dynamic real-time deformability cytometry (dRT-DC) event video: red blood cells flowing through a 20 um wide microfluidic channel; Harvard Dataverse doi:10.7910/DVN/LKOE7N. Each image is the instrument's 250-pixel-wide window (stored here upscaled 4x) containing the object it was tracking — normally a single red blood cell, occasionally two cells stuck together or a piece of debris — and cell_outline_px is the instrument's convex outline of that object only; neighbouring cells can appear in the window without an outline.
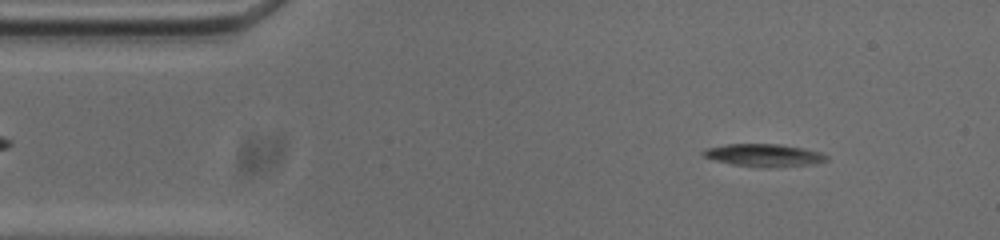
{"species": "common noctule bat (a hibernating species)", "species_latin": "Nyctalus noctula", "temperature_condition": "cold", "stored_images_in_passage": 54, "camera_frame_rate_fps": 3000, "um_per_image_px": 0.085, "animal": {"sex": "male", "body_mass_g": 20.0, "forearm_length_mm": 53.3}, "frame": {"image": 1, "passage_image": 5, "time_ms": 1.333, "image_size_px": [1000, 240], "cell_outline_px": [[828, 160], [812, 164], [764, 168], [732, 164], [716, 160], [704, 156], [700, 152], [704, 148], [728, 144], [780, 144], [804, 148], [820, 152], [828, 156]], "centroid_in_image_um": [64.93, 13.19], "position_along_channel_um": 20.1, "area_um2": 16.24}}
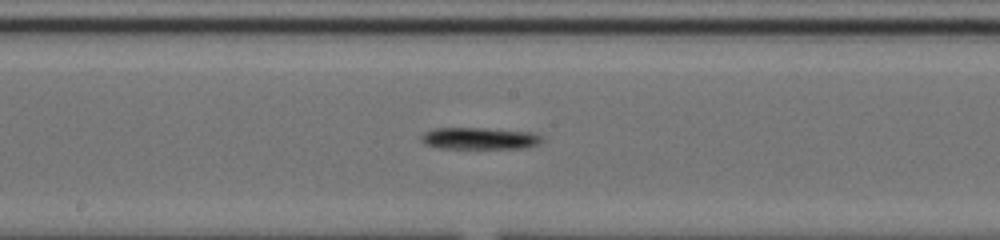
{"frame": {"image": 2, "passage_image": 26, "time_ms": 8.333, "image_size_px": [1000, 240], "cell_outline_px": [[544, 140], [540, 144], [524, 148], [436, 148], [424, 144], [420, 140], [420, 136], [424, 132], [432, 128], [484, 128], [532, 132], [540, 136]], "centroid_in_image_um": [40.72, 11.76], "position_along_channel_um": 207.5, "area_um2": 15.55}}
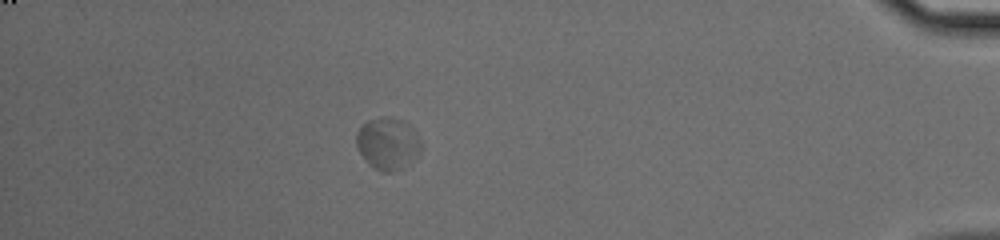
{"frame": {"image": 3, "passage_image": 47, "time_ms": 15.333, "image_size_px": [1000, 240], "cell_outline_px": [[420, 152], [412, 164], [404, 168], [392, 172], [380, 172], [372, 168], [368, 164], [360, 152], [356, 144], [356, 132], [368, 120], [384, 116], [388, 116], [404, 120], [412, 128], [420, 140]], "centroid_in_image_um": [32.97, 12.23], "position_along_channel_um": 402.2, "area_um2": 19.94}, "authors_computed_cell_mechanics": {"area_um2": 15.4904, "velocity_mm_per_s": 3.6024, "shape_relaxation_time_tau1_ms": 3.1772, "shape_relaxation_time_tau2_ms": null, "deformation_change_tau1": 0.0386, "deformation_change_tau2": null}}